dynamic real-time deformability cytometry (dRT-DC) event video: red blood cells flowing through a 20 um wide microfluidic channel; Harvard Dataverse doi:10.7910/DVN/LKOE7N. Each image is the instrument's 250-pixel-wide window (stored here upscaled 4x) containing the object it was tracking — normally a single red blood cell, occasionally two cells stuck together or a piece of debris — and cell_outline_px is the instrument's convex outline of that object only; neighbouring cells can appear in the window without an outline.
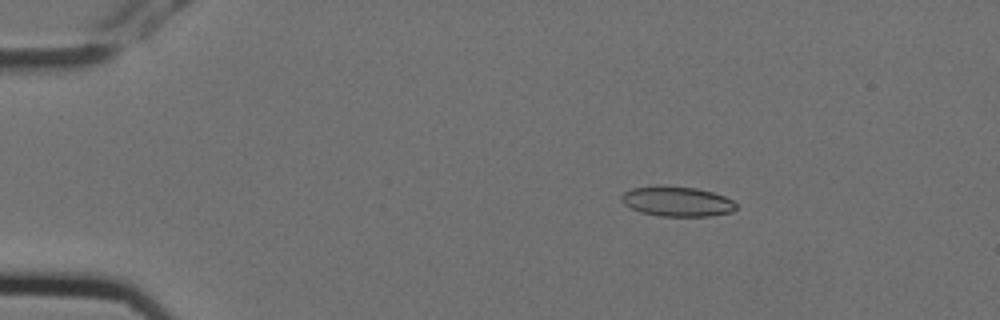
{"species": "Egyptian fruit bat (a non-hibernating species)", "species_latin": "Rousettus aegyptiacus", "temperature_condition": "cold", "stored_images_in_passage": 5, "camera_frame_rate_fps": 3000, "um_per_image_px": 0.085, "animal": {"sex": "female"}, "frame": {"image": 1, "passage_image": 3, "time_ms": 0.667, "image_size_px": [1000, 320], "cell_outline_px": [[736, 208], [732, 212], [712, 216], [660, 216], [640, 212], [624, 204], [620, 200], [620, 196], [624, 192], [632, 188], [656, 184], [660, 184], [696, 188], [712, 192], [724, 196], [732, 200], [736, 204]], "centroid_in_image_um": [57.51, 17.1], "position_along_channel_um": 27.5, "area_um2": 20.35}}
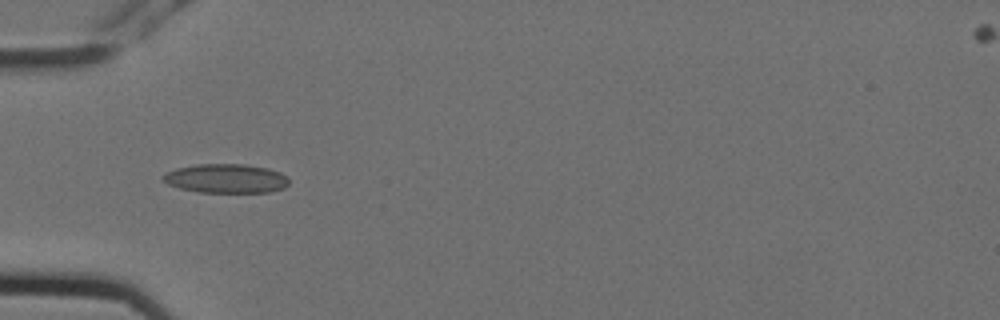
{"frame": {"image": 2, "passage_image": 5, "time_ms": 1.333, "image_size_px": [1000, 320], "cell_outline_px": [[288, 184], [284, 188], [268, 192], [200, 192], [180, 188], [168, 184], [160, 180], [160, 176], [164, 172], [176, 168], [196, 164], [244, 164], [268, 168], [280, 172], [288, 176]], "centroid_in_image_um": [19.17, 15.16], "position_along_channel_um": 65.8, "area_um2": 21.56}}